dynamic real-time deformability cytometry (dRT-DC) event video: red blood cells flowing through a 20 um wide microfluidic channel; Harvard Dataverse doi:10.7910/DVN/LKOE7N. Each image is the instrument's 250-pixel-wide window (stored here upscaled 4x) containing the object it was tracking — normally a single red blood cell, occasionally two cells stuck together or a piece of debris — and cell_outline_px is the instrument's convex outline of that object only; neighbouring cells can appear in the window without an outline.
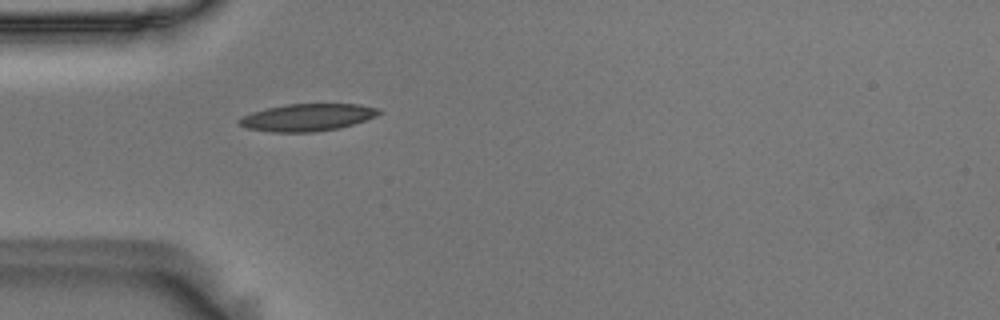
{"species": "Egyptian fruit bat (a non-hibernating species)", "species_latin": "Rousettus aegyptiacus", "temperature_condition": "room temperature", "stored_images_in_passage": 36, "camera_frame_rate_fps": 3000, "um_per_image_px": 0.085, "animal": {"sex": "male"}, "frame": {"image": 1, "passage_image": 1, "time_ms": 0.0, "image_size_px": [1000, 320], "cell_outline_px": [[384, 112], [376, 116], [340, 128], [312, 132], [272, 132], [248, 128], [236, 124], [236, 120], [240, 116], [252, 112], [268, 108], [288, 104], [360, 104], [380, 108]], "centroid_in_image_um": [26.12, 9.97], "position_along_channel_um": 58.9, "area_um2": 22.31}}
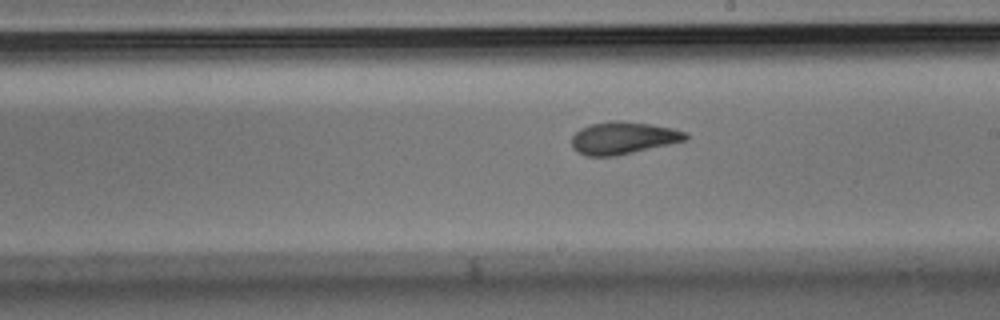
{"frame": {"image": 2, "passage_image": 16, "time_ms": 5.0, "image_size_px": [1000, 320], "cell_outline_px": [[688, 140], [616, 156], [588, 156], [576, 152], [572, 148], [572, 136], [580, 128], [592, 124], [612, 120], [620, 120], [648, 124], [672, 128], [688, 132]], "centroid_in_image_um": [52.97, 11.73], "position_along_channel_um": 236.0, "area_um2": 21.56}}
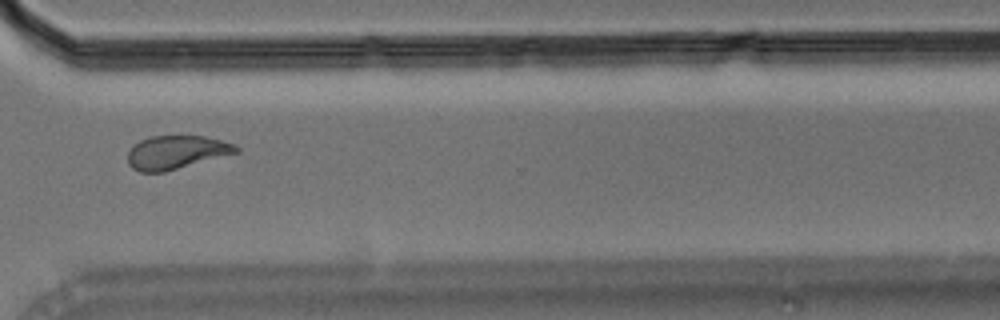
{"frame": {"image": 3, "passage_image": 26, "time_ms": 8.333, "image_size_px": [1000, 320], "cell_outline_px": [[240, 152], [164, 172], [140, 172], [132, 168], [128, 164], [128, 152], [132, 144], [140, 140], [152, 136], [204, 136], [236, 144], [240, 148]], "centroid_in_image_um": [14.98, 12.94], "position_along_channel_um": 355.6, "area_um2": 21.27}, "authors_computed_cell_mechanics": {"area_um2": 21.5305, "velocity_mm_per_s": 3.5891, "shape_relaxation_time_tau1_ms": 7.2617, "shape_relaxation_time_tau2_ms": 2.2437, "deformation_change_tau1": 0.1854, "deformation_change_tau2": 0.0836}}